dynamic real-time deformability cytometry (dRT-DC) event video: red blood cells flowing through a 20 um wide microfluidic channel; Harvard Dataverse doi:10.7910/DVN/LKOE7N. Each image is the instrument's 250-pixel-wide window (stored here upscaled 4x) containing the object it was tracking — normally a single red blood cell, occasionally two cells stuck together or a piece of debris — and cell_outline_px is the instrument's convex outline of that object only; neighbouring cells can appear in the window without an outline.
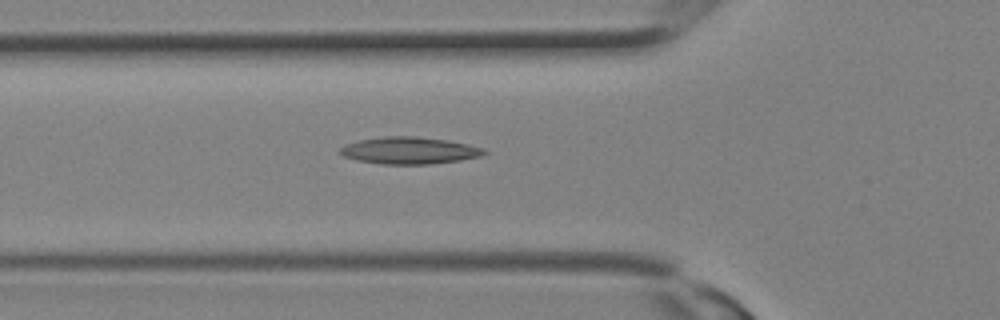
{"species": "Egyptian fruit bat (a non-hibernating species)", "species_latin": "Rousettus aegyptiacus", "temperature_condition": "room temperature", "stored_images_in_passage": 6, "camera_frame_rate_fps": 3000, "um_per_image_px": 0.085, "animal": {"sex": "female"}, "frame": {"image": 1, "passage_image": 4, "time_ms": 1.0, "image_size_px": [1000, 320], "cell_outline_px": [[488, 152], [484, 156], [460, 160], [428, 164], [380, 164], [356, 160], [344, 156], [340, 152], [340, 148], [348, 144], [360, 140], [384, 136], [412, 136], [448, 140], [468, 144], [484, 148]], "centroid_in_image_um": [34.85, 12.8], "position_along_channel_um": 91.0, "area_um2": 22.6}}
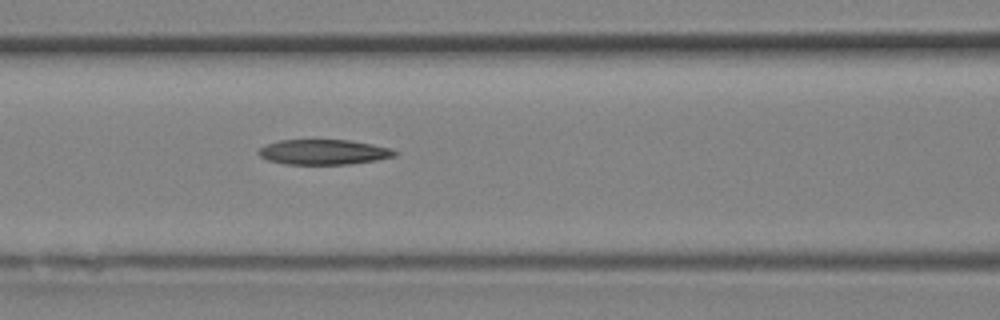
{"frame": {"image": 2, "passage_image": 6, "time_ms": 1.667, "image_size_px": [1000, 320], "cell_outline_px": [[400, 152], [396, 156], [376, 160], [348, 164], [284, 164], [268, 160], [260, 156], [256, 152], [260, 148], [268, 144], [280, 140], [348, 140], [372, 144], [392, 148]], "centroid_in_image_um": [27.54, 12.92], "position_along_channel_um": 139.1, "area_um2": 19.94}}